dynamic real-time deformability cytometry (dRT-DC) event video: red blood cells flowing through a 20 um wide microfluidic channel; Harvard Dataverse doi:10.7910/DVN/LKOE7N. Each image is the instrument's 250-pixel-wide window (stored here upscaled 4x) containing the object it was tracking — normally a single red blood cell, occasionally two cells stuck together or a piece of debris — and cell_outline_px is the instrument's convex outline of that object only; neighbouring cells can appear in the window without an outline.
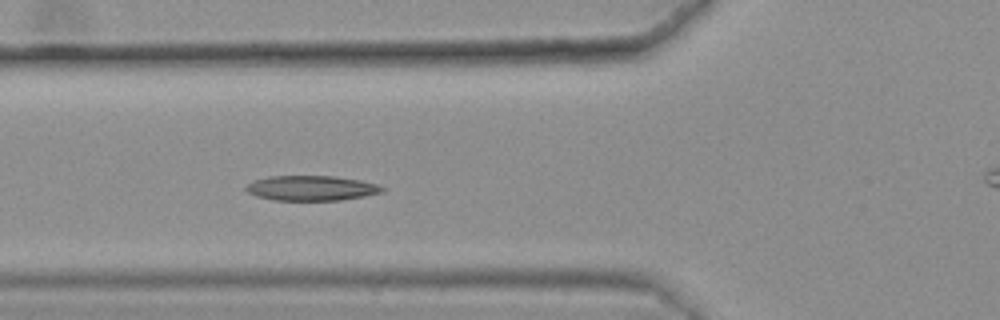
{"species": "common noctule bat (a hibernating species)", "species_latin": "Nyctalus noctula", "temperature_condition": "warm", "stored_images_in_passage": 46, "camera_frame_rate_fps": 3000, "um_per_image_px": 0.085, "animal": {"sex": "female", "body_mass_g": 25.1}, "frame": {"image": 1, "passage_image": 20, "time_ms": 6.333, "image_size_px": [1000, 320], "cell_outline_px": [[384, 188], [380, 192], [364, 196], [340, 200], [272, 200], [256, 196], [248, 192], [244, 188], [252, 180], [268, 176], [336, 176], [360, 180], [376, 184]], "centroid_in_image_um": [26.4, 15.98], "position_along_channel_um": 99.4, "area_um2": 19.77}, "authors_computed_cell_mechanics": {"area_um2": 19.9699, "velocity_mm_per_s": 3.5899, "shape_relaxation_time_tau1_ms": 8.3975, "shape_relaxation_time_tau2_ms": 4.1439, "deformation_change_tau1": 0.1939, "deformation_change_tau2": 0.1133}}